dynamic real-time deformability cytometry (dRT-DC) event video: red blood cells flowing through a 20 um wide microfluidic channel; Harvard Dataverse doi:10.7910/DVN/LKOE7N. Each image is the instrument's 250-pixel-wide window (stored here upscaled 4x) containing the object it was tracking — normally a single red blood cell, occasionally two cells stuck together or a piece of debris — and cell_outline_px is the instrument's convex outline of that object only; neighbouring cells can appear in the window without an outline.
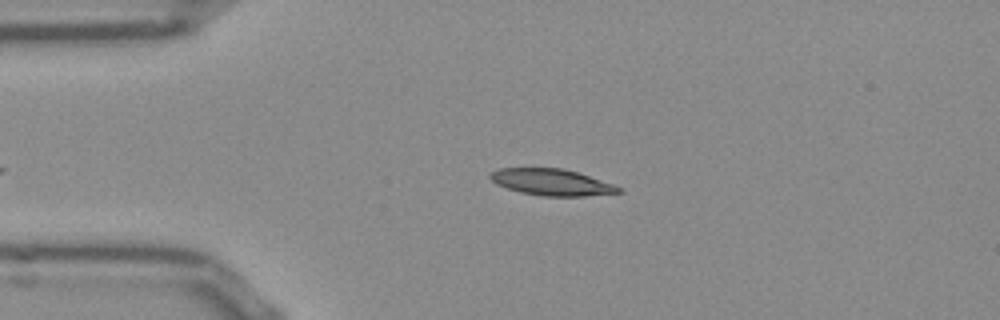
{"species": "Egyptian fruit bat (a non-hibernating species)", "species_latin": "Rousettus aegyptiacus", "temperature_condition": "room temperature", "stored_images_in_passage": 41, "camera_frame_rate_fps": 3000, "um_per_image_px": 0.085, "frame": {"image": 1, "passage_image": 5, "time_ms": 1.333, "image_size_px": [1000, 320], "cell_outline_px": [[624, 192], [584, 196], [544, 196], [520, 192], [496, 184], [488, 176], [488, 172], [500, 168], [564, 168], [612, 184], [620, 188]], "centroid_in_image_um": [46.84, 15.48], "position_along_channel_um": 38.2, "area_um2": 19.65}}
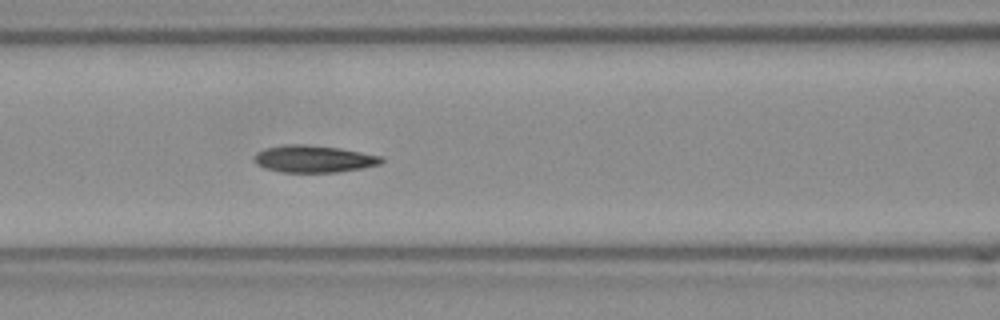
{"frame": {"image": 2, "passage_image": 15, "time_ms": 4.667, "image_size_px": [1000, 320], "cell_outline_px": [[384, 160], [380, 164], [360, 168], [336, 172], [280, 172], [264, 168], [256, 164], [256, 152], [264, 148], [284, 144], [304, 144], [340, 148], [384, 156]], "centroid_in_image_um": [26.67, 13.5], "position_along_channel_um": 139.9, "area_um2": 20.11}}
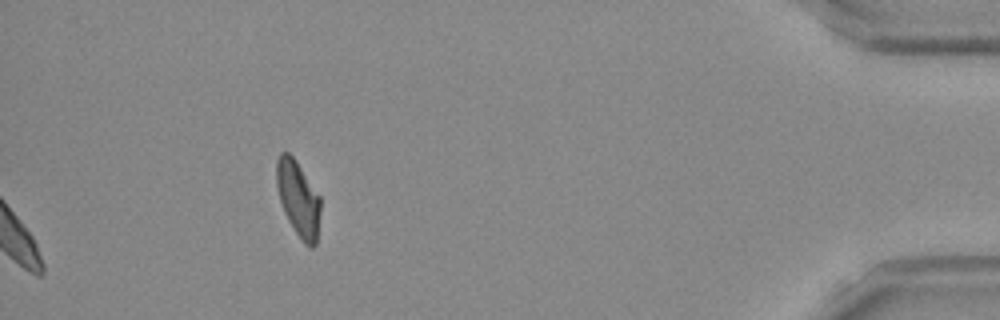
{"frame": {"image": 3, "passage_image": 41, "time_ms": 13.333, "image_size_px": [1000, 320], "cell_outline_px": [[320, 212], [316, 244], [312, 248], [308, 248], [304, 244], [288, 220], [284, 212], [280, 200], [276, 184], [276, 160], [280, 152], [288, 152], [296, 160], [320, 196]], "centroid_in_image_um": [25.34, 16.88], "position_along_channel_um": 409.9, "area_um2": 19.36}, "authors_computed_cell_mechanics": {"area_um2": 19.9988, "velocity_mm_per_s": 3.8357, "shape_relaxation_time_tau1_ms": null, "shape_relaxation_time_tau2_ms": 4.0016, "deformation_change_tau1": null, "deformation_change_tau2": 0.0919}}